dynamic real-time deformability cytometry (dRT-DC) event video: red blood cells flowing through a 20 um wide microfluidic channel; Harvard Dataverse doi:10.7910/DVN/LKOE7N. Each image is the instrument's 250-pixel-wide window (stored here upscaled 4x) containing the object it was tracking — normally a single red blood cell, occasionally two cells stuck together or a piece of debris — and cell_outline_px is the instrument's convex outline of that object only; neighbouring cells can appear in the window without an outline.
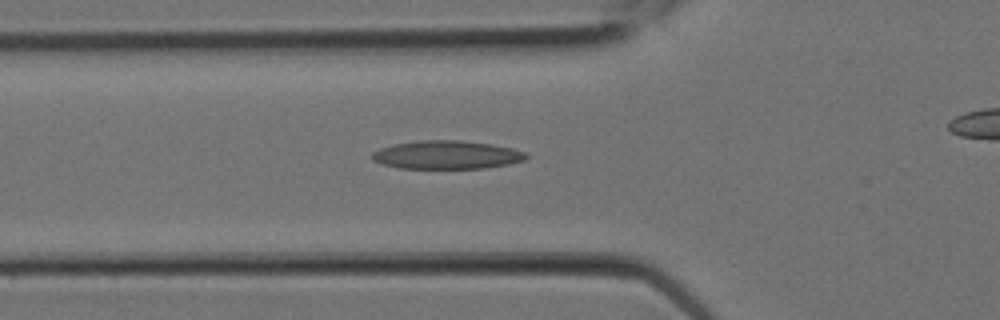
{"species": "Egyptian fruit bat (a non-hibernating species)", "species_latin": "Rousettus aegyptiacus", "temperature_condition": "room temperature", "stored_images_in_passage": 11, "segment_of_instrument_passage": [1, 2], "camera_frame_rate_fps": 3000, "um_per_image_px": 0.085, "animal": {"sex": "female"}, "frame": {"image": 1, "passage_image": 7, "time_ms": 2.0, "image_size_px": [1000, 320], "cell_outline_px": [[528, 156], [524, 160], [508, 164], [484, 168], [400, 168], [384, 164], [372, 160], [372, 152], [380, 148], [392, 144], [420, 140], [460, 140], [492, 144], [512, 148], [524, 152]], "centroid_in_image_um": [37.95, 13.15], "position_along_channel_um": 87.8, "area_um2": 25.37}}
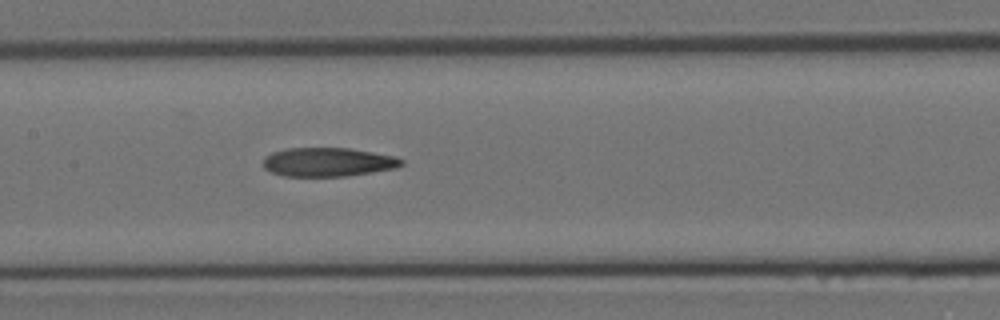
{"frame": {"image": 2, "passage_image": 10, "time_ms": 3.0, "image_size_px": [1000, 320], "cell_outline_px": [[404, 164], [396, 168], [372, 172], [344, 176], [284, 176], [272, 172], [264, 168], [264, 156], [272, 152], [288, 148], [348, 148], [396, 156], [404, 160]], "centroid_in_image_um": [27.89, 13.77], "position_along_channel_um": 179.5, "area_um2": 23.24}}